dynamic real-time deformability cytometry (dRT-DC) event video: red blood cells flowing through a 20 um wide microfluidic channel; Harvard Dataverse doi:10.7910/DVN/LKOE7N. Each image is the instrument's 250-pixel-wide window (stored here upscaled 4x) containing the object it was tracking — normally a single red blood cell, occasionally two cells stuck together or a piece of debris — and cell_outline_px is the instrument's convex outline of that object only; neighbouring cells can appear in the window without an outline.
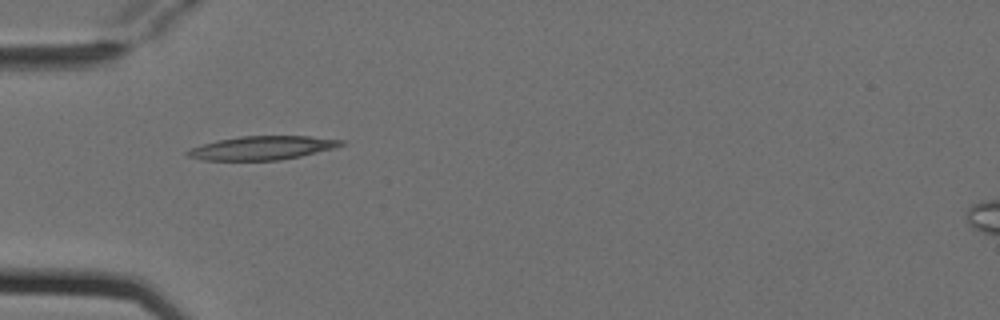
{"species": "Egyptian fruit bat (a non-hibernating species)", "species_latin": "Rousettus aegyptiacus", "temperature_condition": "cold", "stored_images_in_passage": 3, "camera_frame_rate_fps": 3000, "um_per_image_px": 0.085, "animal": {"sex": "female"}, "frame": {"image": 1, "passage_image": 1, "time_ms": 0.0, "image_size_px": [1000, 320], "cell_outline_px": [[344, 144], [336, 148], [300, 156], [276, 160], [204, 160], [188, 156], [184, 152], [192, 148], [204, 144], [220, 140], [240, 136], [308, 136], [344, 140]], "centroid_in_image_um": [22.32, 12.57], "position_along_channel_um": 62.7, "area_um2": 20.92}}
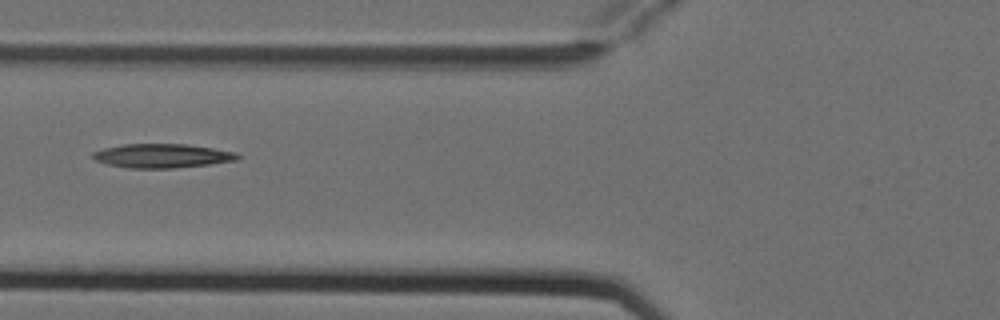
{"frame": {"image": 2, "passage_image": 2, "time_ms": 0.333, "image_size_px": [1000, 320], "cell_outline_px": [[240, 156], [236, 160], [208, 164], [172, 168], [128, 168], [108, 164], [96, 160], [92, 156], [92, 152], [104, 148], [124, 144], [188, 144], [236, 152]], "centroid_in_image_um": [13.77, 13.24], "position_along_channel_um": 112.0, "area_um2": 20.06}}
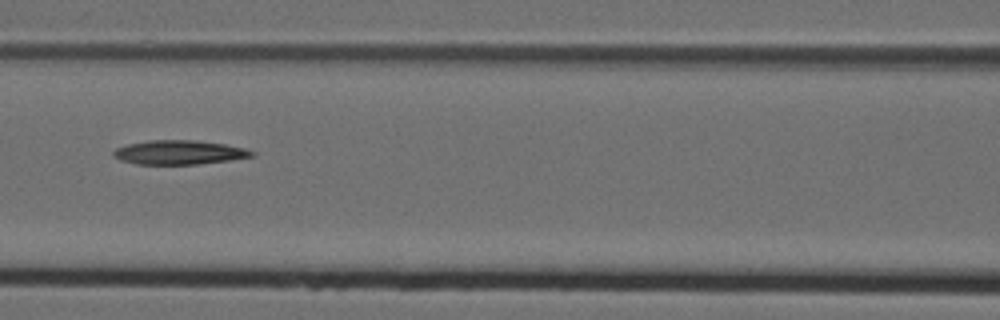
{"frame": {"image": 3, "passage_image": 3, "time_ms": 0.667, "image_size_px": [1000, 320], "cell_outline_px": [[256, 156], [232, 160], [196, 164], [136, 164], [120, 160], [112, 156], [112, 152], [116, 148], [128, 144], [148, 140], [196, 140], [224, 144], [244, 148], [256, 152]], "centroid_in_image_um": [15.24, 12.95], "position_along_channel_um": 151.4, "area_um2": 19.59}}